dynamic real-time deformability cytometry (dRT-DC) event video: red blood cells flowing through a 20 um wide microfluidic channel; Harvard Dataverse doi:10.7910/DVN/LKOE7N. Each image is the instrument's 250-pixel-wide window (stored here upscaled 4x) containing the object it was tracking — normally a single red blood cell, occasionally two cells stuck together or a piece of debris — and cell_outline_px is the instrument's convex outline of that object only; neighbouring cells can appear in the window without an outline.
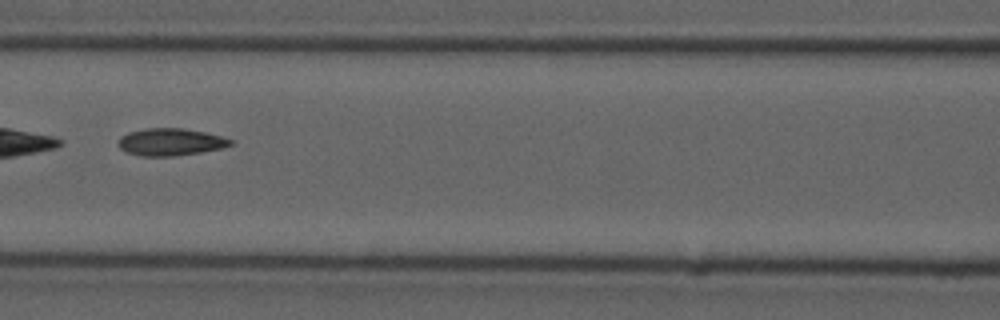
{"species": "common noctule bat (a hibernating species)", "species_latin": "Nyctalus noctula", "temperature_condition": "cold", "stored_images_in_passage": 42, "camera_frame_rate_fps": 3000, "um_per_image_px": 0.085, "animal": {"sex": "male", "forearm_length_mm": 52.5}, "frame": {"image": 1, "passage_image": 13, "time_ms": 4.0, "image_size_px": [1000, 320], "cell_outline_px": [[236, 140], [232, 144], [224, 148], [200, 152], [172, 156], [140, 156], [128, 152], [120, 148], [120, 136], [128, 132], [148, 128], [184, 128], [204, 132]], "centroid_in_image_um": [14.54, 12.06], "position_along_channel_um": 152.1, "area_um2": 17.74}}
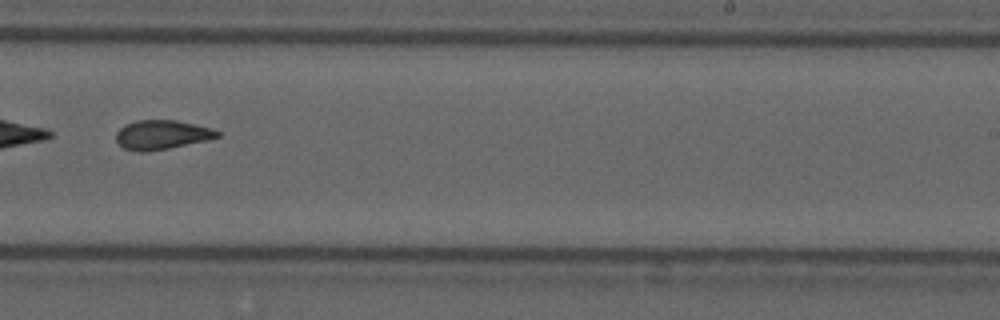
{"frame": {"image": 2, "passage_image": 23, "time_ms": 7.333, "image_size_px": [1000, 320], "cell_outline_px": [[220, 136], [208, 140], [148, 152], [136, 152], [124, 148], [116, 140], [116, 132], [124, 124], [136, 120], [176, 120], [212, 128], [220, 132]], "centroid_in_image_um": [13.74, 11.45], "position_along_channel_um": 275.3, "area_um2": 17.34}}
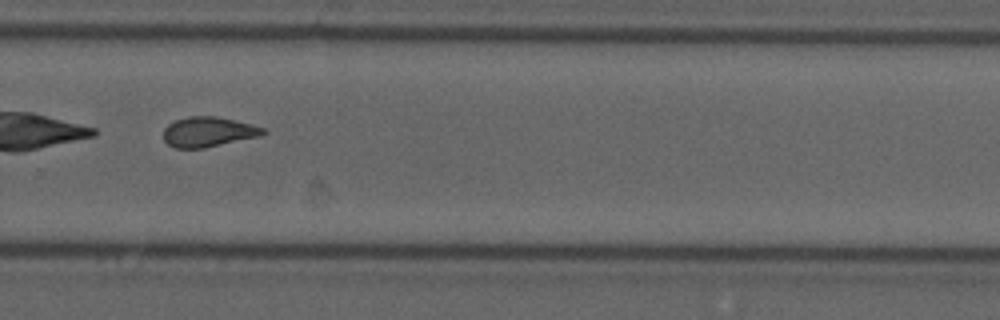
{"frame": {"image": 3, "passage_image": 26, "time_ms": 8.333, "image_size_px": [1000, 320], "cell_outline_px": [[268, 132], [264, 136], [204, 148], [176, 148], [168, 144], [164, 140], [164, 128], [168, 124], [176, 120], [188, 116], [216, 116], [252, 124], [264, 128]], "centroid_in_image_um": [17.76, 11.21], "position_along_channel_um": 312.0, "area_um2": 17.63}, "authors_computed_cell_mechanics": {"area_um2": 18.0625, "velocity_mm_per_s": 3.7096, "shape_relaxation_time_tau1_ms": null, "shape_relaxation_time_tau2_ms": 2.6248, "deformation_change_tau1": null, "deformation_change_tau2": 0.0906}}